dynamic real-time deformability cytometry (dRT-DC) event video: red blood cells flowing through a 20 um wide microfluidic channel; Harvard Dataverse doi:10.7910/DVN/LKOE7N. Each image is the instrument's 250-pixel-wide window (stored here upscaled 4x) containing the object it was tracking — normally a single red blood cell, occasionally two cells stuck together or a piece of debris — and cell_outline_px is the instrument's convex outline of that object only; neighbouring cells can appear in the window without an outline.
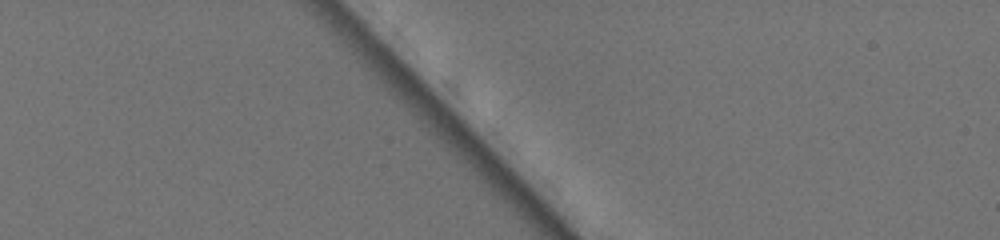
{"species": "common noctule bat (a hibernating species)", "species_latin": "Nyctalus noctula", "temperature_condition": "warm", "stored_images_in_passage": 1, "camera_frame_rate_fps": 3000, "um_per_image_px": 0.085, "animal": {"sex": "female", "body_mass_g": 19.5, "forearm_length_mm": 54.1}, "frame": {"image": 1, "passage_image": 1, "time_ms": 0.0, "image_size_px": [1000, 240], "cell_outline_px": [[600, 92], [596, 104], [544, 52], [548, 44], [552, 44], [580, 52], [592, 60], [596, 72]], "centroid_in_image_um": [48.98, 5.85], "position_along_channel_um": 36.0, "area_um2": 10.64}}